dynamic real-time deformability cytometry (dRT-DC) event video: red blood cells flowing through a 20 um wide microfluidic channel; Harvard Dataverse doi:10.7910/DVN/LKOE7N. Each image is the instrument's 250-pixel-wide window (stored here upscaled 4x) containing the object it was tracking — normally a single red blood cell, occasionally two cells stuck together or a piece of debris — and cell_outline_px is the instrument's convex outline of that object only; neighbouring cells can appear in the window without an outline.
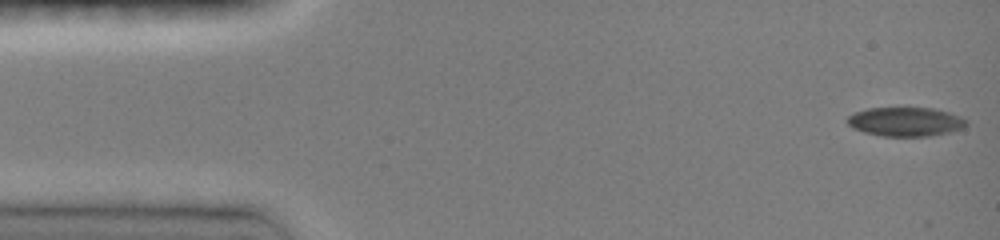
{"species": "common noctule bat (a hibernating species)", "species_latin": "Nyctalus noctula", "temperature_condition": "room temperature", "stored_images_in_passage": 8, "camera_frame_rate_fps": 3000, "um_per_image_px": 0.085, "animal": {"sex": "female", "body_mass_g": 19.0, "forearm_length_mm": 51.5}, "frame": {"image": 1, "passage_image": 1, "time_ms": 0.0, "image_size_px": [1000, 240], "cell_outline_px": [[968, 124], [964, 128], [948, 132], [928, 136], [880, 136], [864, 132], [852, 128], [844, 120], [848, 116], [856, 112], [868, 108], [932, 108], [948, 112], [960, 116], [968, 120]], "centroid_in_image_um": [76.96, 10.35], "position_along_channel_um": 8.0, "area_um2": 20.23}}